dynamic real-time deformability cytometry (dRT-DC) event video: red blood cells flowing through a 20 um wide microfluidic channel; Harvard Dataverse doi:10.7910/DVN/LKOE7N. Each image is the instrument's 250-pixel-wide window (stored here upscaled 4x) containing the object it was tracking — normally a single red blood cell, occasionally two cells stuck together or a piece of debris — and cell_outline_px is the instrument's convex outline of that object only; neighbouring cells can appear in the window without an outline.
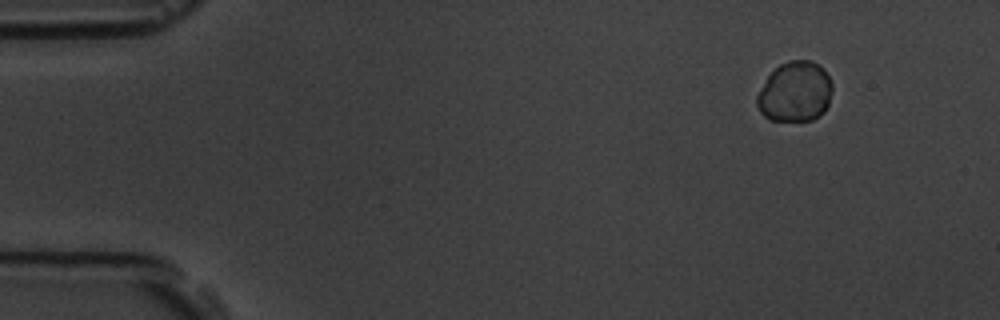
{"species": "common noctule bat (a hibernating species)", "species_latin": "Nyctalus noctula", "temperature_condition": "room temperature", "stored_images_in_passage": 14, "camera_frame_rate_fps": 3000, "um_per_image_px": 0.085, "animal": {"sex": "male", "body_mass_g": 19.5, "forearm_length_mm": 54.6}, "frame": {"image": 1, "passage_image": 1, "time_ms": 0.0, "image_size_px": [1000, 320], "cell_outline_px": [[832, 88], [828, 104], [824, 112], [820, 116], [812, 120], [772, 120], [764, 116], [760, 112], [756, 104], [756, 96], [768, 76], [780, 64], [788, 60], [812, 60], [828, 76], [832, 84]], "centroid_in_image_um": [67.57, 7.82], "position_along_channel_um": 17.4, "area_um2": 26.24}}
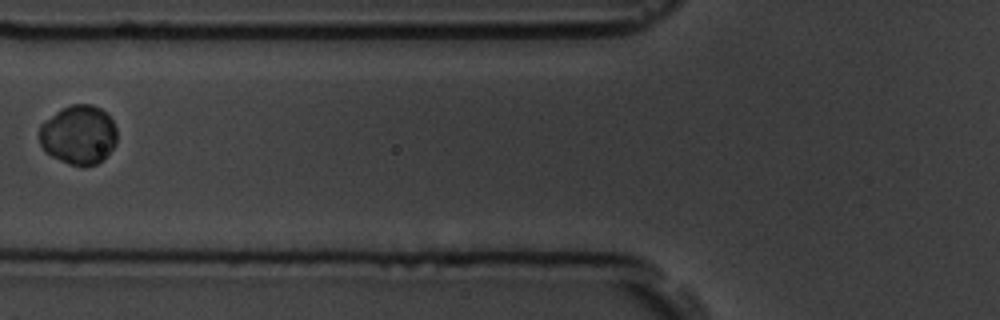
{"frame": {"image": 2, "passage_image": 5, "time_ms": 5.667, "image_size_px": [1000, 320], "cell_outline_px": [[116, 144], [96, 164], [68, 164], [52, 156], [40, 144], [40, 124], [56, 112], [72, 104], [92, 104], [100, 108], [112, 120], [116, 128]], "centroid_in_image_um": [6.67, 11.43], "position_along_channel_um": 119.1, "area_um2": 26.18}}
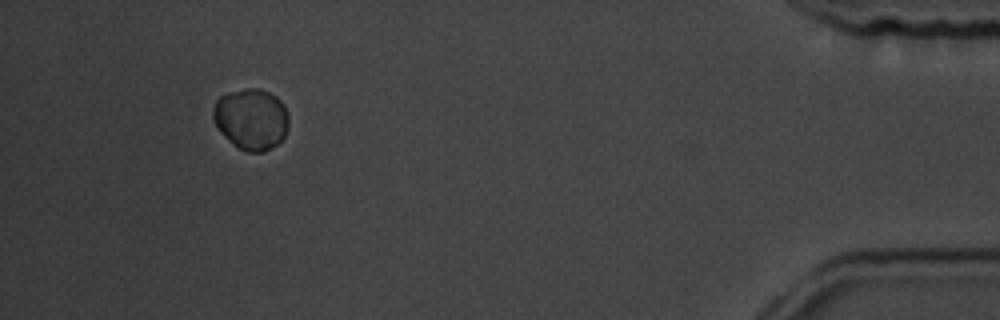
{"frame": {"image": 3, "passage_image": 13, "time_ms": 15.667, "image_size_px": [1000, 320], "cell_outline_px": [[288, 128], [284, 136], [276, 144], [264, 152], [248, 152], [240, 148], [228, 140], [216, 124], [212, 116], [212, 108], [216, 100], [220, 96], [244, 88], [260, 88], [276, 96], [284, 104], [288, 112]], "centroid_in_image_um": [21.36, 10.1], "position_along_channel_um": 413.8, "area_um2": 26.88}}